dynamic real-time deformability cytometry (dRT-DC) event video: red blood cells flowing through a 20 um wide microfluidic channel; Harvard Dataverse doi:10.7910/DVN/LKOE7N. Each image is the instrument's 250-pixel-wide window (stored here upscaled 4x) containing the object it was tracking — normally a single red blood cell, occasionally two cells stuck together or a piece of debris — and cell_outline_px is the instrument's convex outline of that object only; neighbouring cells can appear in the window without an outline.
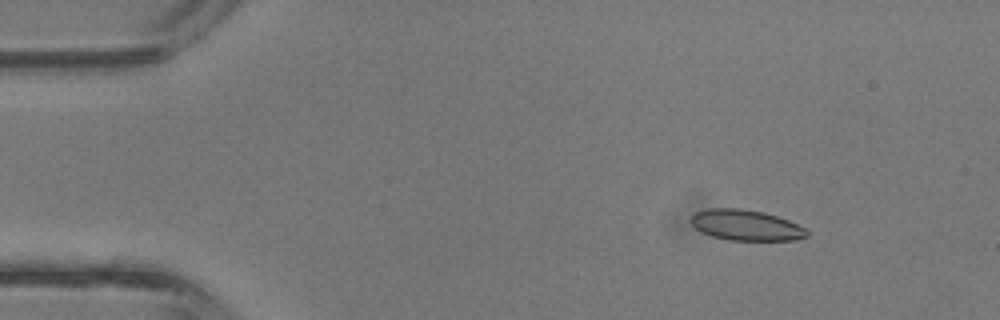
{"species": "common noctule bat (a hibernating species)", "species_latin": "Nyctalus noctula", "temperature_condition": "room temperature", "stored_images_in_passage": 9, "camera_frame_rate_fps": 3000, "um_per_image_px": 0.085, "animal": {"sex": "male", "body_mass_g": 13.3}, "frame": {"image": 1, "passage_image": 1, "time_ms": 0.0, "image_size_px": [1000, 320], "cell_outline_px": [[808, 236], [796, 240], [728, 240], [712, 236], [700, 232], [688, 220], [696, 212], [708, 208], [740, 208], [764, 212], [788, 220], [804, 228], [808, 232]], "centroid_in_image_um": [63.37, 19.14], "position_along_channel_um": 21.6, "area_um2": 20.75}}